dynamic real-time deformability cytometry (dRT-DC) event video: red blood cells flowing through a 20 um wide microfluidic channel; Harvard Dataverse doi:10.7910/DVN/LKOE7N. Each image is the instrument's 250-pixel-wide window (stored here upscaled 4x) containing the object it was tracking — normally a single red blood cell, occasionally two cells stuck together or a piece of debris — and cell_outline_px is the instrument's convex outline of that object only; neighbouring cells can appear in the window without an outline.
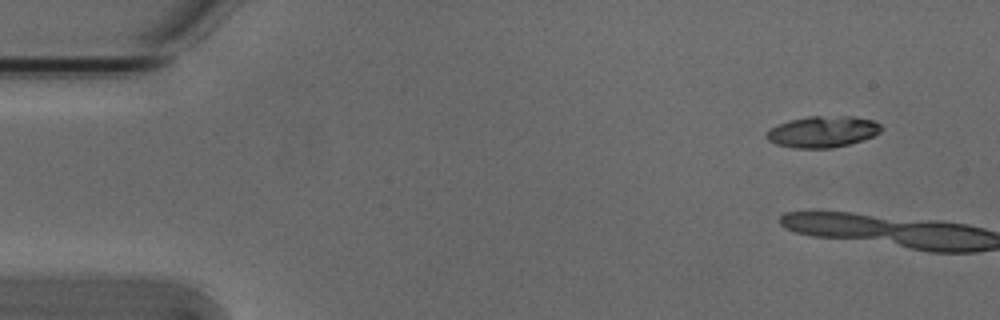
{"species": "Egyptian fruit bat (a non-hibernating species)", "species_latin": "Rousettus aegyptiacus", "temperature_condition": "cold", "stored_images_in_passage": 4, "camera_frame_rate_fps": 3000, "um_per_image_px": 0.085, "animal": {"sex": "male"}, "frame": {"image": 1, "passage_image": 1, "time_ms": 0.0, "image_size_px": [1000, 320], "cell_outline_px": [[884, 128], [880, 132], [872, 136], [848, 144], [832, 148], [792, 148], [776, 144], [768, 140], [764, 136], [772, 128], [788, 120], [808, 116], [852, 116], [872, 120], [880, 124]], "centroid_in_image_um": [69.92, 11.19], "position_along_channel_um": 15.1, "area_um2": 20.87}}